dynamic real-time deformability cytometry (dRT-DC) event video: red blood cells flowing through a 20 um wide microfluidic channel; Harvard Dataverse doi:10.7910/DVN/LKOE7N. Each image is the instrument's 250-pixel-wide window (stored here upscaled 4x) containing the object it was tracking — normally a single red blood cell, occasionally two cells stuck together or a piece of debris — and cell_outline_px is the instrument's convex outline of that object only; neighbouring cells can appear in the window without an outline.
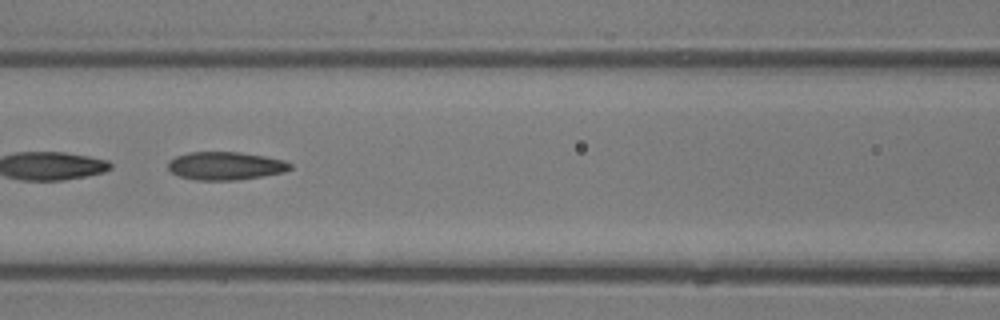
{"species": "common noctule bat (a hibernating species)", "species_latin": "Nyctalus noctula", "temperature_condition": "room temperature", "stored_images_in_passage": 40, "camera_frame_rate_fps": 3000, "um_per_image_px": 0.085, "animal": {"sex": "male", "body_mass_g": 13.3}, "frame": {"image": 1, "passage_image": 17, "time_ms": 5.333, "image_size_px": [1000, 320], "cell_outline_px": [[292, 168], [284, 172], [240, 180], [196, 180], [180, 176], [172, 172], [168, 168], [168, 160], [176, 156], [188, 152], [240, 152], [264, 156], [284, 160], [292, 164]], "centroid_in_image_um": [19.17, 14.09], "position_along_channel_um": 147.4, "area_um2": 20.06}}
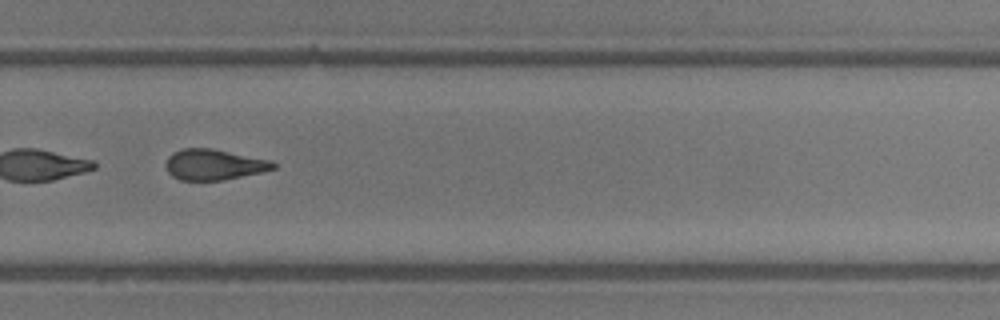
{"frame": {"image": 2, "passage_image": 27, "time_ms": 8.667, "image_size_px": [1000, 320], "cell_outline_px": [[276, 168], [264, 172], [224, 180], [180, 180], [172, 176], [168, 172], [164, 164], [168, 156], [172, 152], [180, 148], [212, 148], [268, 160], [276, 164]], "centroid_in_image_um": [18.14, 13.99], "position_along_channel_um": 311.7, "area_um2": 19.36}}
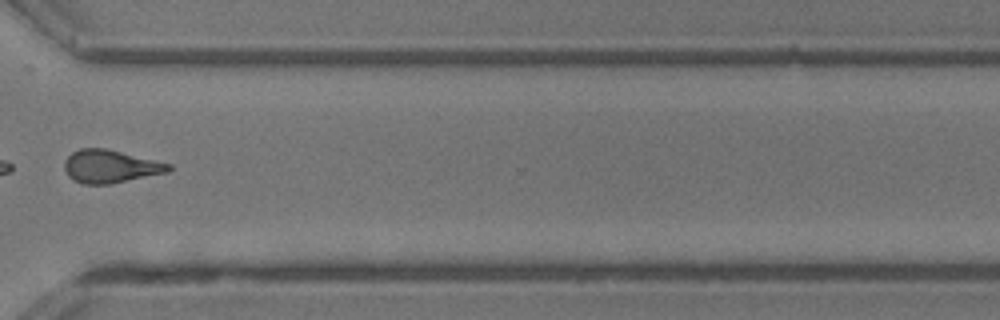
{"frame": {"image": 3, "passage_image": 30, "time_ms": 9.667, "image_size_px": [1000, 320], "cell_outline_px": [[172, 168], [168, 172], [108, 184], [84, 184], [72, 180], [68, 176], [64, 168], [64, 160], [72, 152], [80, 148], [104, 148], [172, 164]], "centroid_in_image_um": [9.35, 14.14], "position_along_channel_um": 361.3, "area_um2": 19.88}, "authors_computed_cell_mechanics": {"area_um2": 21.0392, "velocity_mm_per_s": 4.9349, "shape_relaxation_time_tau1_ms": null, "shape_relaxation_time_tau2_ms": 3.44, "deformation_change_tau1": null, "deformation_change_tau2": 0.1444}}